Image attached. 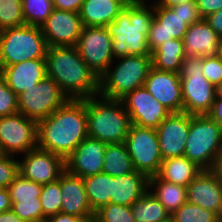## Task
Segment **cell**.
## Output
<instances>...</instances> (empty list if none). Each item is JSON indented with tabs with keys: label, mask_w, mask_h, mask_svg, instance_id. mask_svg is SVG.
<instances>
[{
	"label": "cell",
	"mask_w": 222,
	"mask_h": 222,
	"mask_svg": "<svg viewBox=\"0 0 222 222\" xmlns=\"http://www.w3.org/2000/svg\"><path fill=\"white\" fill-rule=\"evenodd\" d=\"M87 137L86 99H70L37 122V147L64 159Z\"/></svg>",
	"instance_id": "1"
},
{
	"label": "cell",
	"mask_w": 222,
	"mask_h": 222,
	"mask_svg": "<svg viewBox=\"0 0 222 222\" xmlns=\"http://www.w3.org/2000/svg\"><path fill=\"white\" fill-rule=\"evenodd\" d=\"M46 75L73 100L99 95V77L82 60L76 46L47 48Z\"/></svg>",
	"instance_id": "2"
},
{
	"label": "cell",
	"mask_w": 222,
	"mask_h": 222,
	"mask_svg": "<svg viewBox=\"0 0 222 222\" xmlns=\"http://www.w3.org/2000/svg\"><path fill=\"white\" fill-rule=\"evenodd\" d=\"M154 19V2L129 3L113 22L105 28L112 37L113 57L129 55L151 56L148 49V32Z\"/></svg>",
	"instance_id": "3"
},
{
	"label": "cell",
	"mask_w": 222,
	"mask_h": 222,
	"mask_svg": "<svg viewBox=\"0 0 222 222\" xmlns=\"http://www.w3.org/2000/svg\"><path fill=\"white\" fill-rule=\"evenodd\" d=\"M97 97L86 99L88 137L106 144L125 142L131 122L123 102Z\"/></svg>",
	"instance_id": "4"
},
{
	"label": "cell",
	"mask_w": 222,
	"mask_h": 222,
	"mask_svg": "<svg viewBox=\"0 0 222 222\" xmlns=\"http://www.w3.org/2000/svg\"><path fill=\"white\" fill-rule=\"evenodd\" d=\"M121 61L111 66L99 77V95L121 100L128 93L143 87L152 68L151 56L129 55L117 58Z\"/></svg>",
	"instance_id": "5"
},
{
	"label": "cell",
	"mask_w": 222,
	"mask_h": 222,
	"mask_svg": "<svg viewBox=\"0 0 222 222\" xmlns=\"http://www.w3.org/2000/svg\"><path fill=\"white\" fill-rule=\"evenodd\" d=\"M221 152L222 127L207 114H190L184 156L202 170H212Z\"/></svg>",
	"instance_id": "6"
},
{
	"label": "cell",
	"mask_w": 222,
	"mask_h": 222,
	"mask_svg": "<svg viewBox=\"0 0 222 222\" xmlns=\"http://www.w3.org/2000/svg\"><path fill=\"white\" fill-rule=\"evenodd\" d=\"M202 19L195 2H185L171 8L154 3V19L148 32L150 53L171 39L183 40L192 23Z\"/></svg>",
	"instance_id": "7"
},
{
	"label": "cell",
	"mask_w": 222,
	"mask_h": 222,
	"mask_svg": "<svg viewBox=\"0 0 222 222\" xmlns=\"http://www.w3.org/2000/svg\"><path fill=\"white\" fill-rule=\"evenodd\" d=\"M46 39L38 26L22 25L0 32V70L26 60L45 58Z\"/></svg>",
	"instance_id": "8"
},
{
	"label": "cell",
	"mask_w": 222,
	"mask_h": 222,
	"mask_svg": "<svg viewBox=\"0 0 222 222\" xmlns=\"http://www.w3.org/2000/svg\"><path fill=\"white\" fill-rule=\"evenodd\" d=\"M183 112L207 114L216 97L215 86L203 74V57H185L179 72Z\"/></svg>",
	"instance_id": "9"
},
{
	"label": "cell",
	"mask_w": 222,
	"mask_h": 222,
	"mask_svg": "<svg viewBox=\"0 0 222 222\" xmlns=\"http://www.w3.org/2000/svg\"><path fill=\"white\" fill-rule=\"evenodd\" d=\"M17 98L18 112L36 122L47 118L70 100L59 85L48 76L19 94Z\"/></svg>",
	"instance_id": "10"
},
{
	"label": "cell",
	"mask_w": 222,
	"mask_h": 222,
	"mask_svg": "<svg viewBox=\"0 0 222 222\" xmlns=\"http://www.w3.org/2000/svg\"><path fill=\"white\" fill-rule=\"evenodd\" d=\"M125 144L136 171L157 175L163 161L156 129L131 124Z\"/></svg>",
	"instance_id": "11"
},
{
	"label": "cell",
	"mask_w": 222,
	"mask_h": 222,
	"mask_svg": "<svg viewBox=\"0 0 222 222\" xmlns=\"http://www.w3.org/2000/svg\"><path fill=\"white\" fill-rule=\"evenodd\" d=\"M37 147V122L22 113L0 117V150L14 156Z\"/></svg>",
	"instance_id": "12"
},
{
	"label": "cell",
	"mask_w": 222,
	"mask_h": 222,
	"mask_svg": "<svg viewBox=\"0 0 222 222\" xmlns=\"http://www.w3.org/2000/svg\"><path fill=\"white\" fill-rule=\"evenodd\" d=\"M113 40L105 27H82L76 48L82 60L100 77L114 61Z\"/></svg>",
	"instance_id": "13"
},
{
	"label": "cell",
	"mask_w": 222,
	"mask_h": 222,
	"mask_svg": "<svg viewBox=\"0 0 222 222\" xmlns=\"http://www.w3.org/2000/svg\"><path fill=\"white\" fill-rule=\"evenodd\" d=\"M43 185L28 180L18 173L7 187L11 210L24 222H45L40 194Z\"/></svg>",
	"instance_id": "14"
},
{
	"label": "cell",
	"mask_w": 222,
	"mask_h": 222,
	"mask_svg": "<svg viewBox=\"0 0 222 222\" xmlns=\"http://www.w3.org/2000/svg\"><path fill=\"white\" fill-rule=\"evenodd\" d=\"M131 124L156 129L171 112L148 92L145 86L121 99Z\"/></svg>",
	"instance_id": "15"
},
{
	"label": "cell",
	"mask_w": 222,
	"mask_h": 222,
	"mask_svg": "<svg viewBox=\"0 0 222 222\" xmlns=\"http://www.w3.org/2000/svg\"><path fill=\"white\" fill-rule=\"evenodd\" d=\"M64 171L63 157L38 147L25 153L23 160H19V173L41 185L56 181Z\"/></svg>",
	"instance_id": "16"
},
{
	"label": "cell",
	"mask_w": 222,
	"mask_h": 222,
	"mask_svg": "<svg viewBox=\"0 0 222 222\" xmlns=\"http://www.w3.org/2000/svg\"><path fill=\"white\" fill-rule=\"evenodd\" d=\"M79 13L55 9L41 25L48 47L76 46L82 30Z\"/></svg>",
	"instance_id": "17"
},
{
	"label": "cell",
	"mask_w": 222,
	"mask_h": 222,
	"mask_svg": "<svg viewBox=\"0 0 222 222\" xmlns=\"http://www.w3.org/2000/svg\"><path fill=\"white\" fill-rule=\"evenodd\" d=\"M190 128V114L171 113L156 128L162 159L184 156Z\"/></svg>",
	"instance_id": "18"
},
{
	"label": "cell",
	"mask_w": 222,
	"mask_h": 222,
	"mask_svg": "<svg viewBox=\"0 0 222 222\" xmlns=\"http://www.w3.org/2000/svg\"><path fill=\"white\" fill-rule=\"evenodd\" d=\"M106 146L100 140L85 138L65 159V170L82 178L101 173Z\"/></svg>",
	"instance_id": "19"
},
{
	"label": "cell",
	"mask_w": 222,
	"mask_h": 222,
	"mask_svg": "<svg viewBox=\"0 0 222 222\" xmlns=\"http://www.w3.org/2000/svg\"><path fill=\"white\" fill-rule=\"evenodd\" d=\"M144 86L171 113L183 112V98L179 73L150 69Z\"/></svg>",
	"instance_id": "20"
},
{
	"label": "cell",
	"mask_w": 222,
	"mask_h": 222,
	"mask_svg": "<svg viewBox=\"0 0 222 222\" xmlns=\"http://www.w3.org/2000/svg\"><path fill=\"white\" fill-rule=\"evenodd\" d=\"M187 201L222 218V182L212 170H202L187 186Z\"/></svg>",
	"instance_id": "21"
},
{
	"label": "cell",
	"mask_w": 222,
	"mask_h": 222,
	"mask_svg": "<svg viewBox=\"0 0 222 222\" xmlns=\"http://www.w3.org/2000/svg\"><path fill=\"white\" fill-rule=\"evenodd\" d=\"M60 189L61 213L77 216L85 222H92L95 212L89 204L83 178L65 170L60 176Z\"/></svg>",
	"instance_id": "22"
},
{
	"label": "cell",
	"mask_w": 222,
	"mask_h": 222,
	"mask_svg": "<svg viewBox=\"0 0 222 222\" xmlns=\"http://www.w3.org/2000/svg\"><path fill=\"white\" fill-rule=\"evenodd\" d=\"M187 57L217 56L221 54L220 37L205 19L189 25L183 38Z\"/></svg>",
	"instance_id": "23"
},
{
	"label": "cell",
	"mask_w": 222,
	"mask_h": 222,
	"mask_svg": "<svg viewBox=\"0 0 222 222\" xmlns=\"http://www.w3.org/2000/svg\"><path fill=\"white\" fill-rule=\"evenodd\" d=\"M0 72L5 76L7 85L18 96L47 76L46 60L45 58L26 60L5 66Z\"/></svg>",
	"instance_id": "24"
},
{
	"label": "cell",
	"mask_w": 222,
	"mask_h": 222,
	"mask_svg": "<svg viewBox=\"0 0 222 222\" xmlns=\"http://www.w3.org/2000/svg\"><path fill=\"white\" fill-rule=\"evenodd\" d=\"M149 190V177L139 171L112 177L110 203L131 206Z\"/></svg>",
	"instance_id": "25"
},
{
	"label": "cell",
	"mask_w": 222,
	"mask_h": 222,
	"mask_svg": "<svg viewBox=\"0 0 222 222\" xmlns=\"http://www.w3.org/2000/svg\"><path fill=\"white\" fill-rule=\"evenodd\" d=\"M127 4V0H84L79 10L82 25L105 27L116 19Z\"/></svg>",
	"instance_id": "26"
},
{
	"label": "cell",
	"mask_w": 222,
	"mask_h": 222,
	"mask_svg": "<svg viewBox=\"0 0 222 222\" xmlns=\"http://www.w3.org/2000/svg\"><path fill=\"white\" fill-rule=\"evenodd\" d=\"M202 169L185 156L172 157L162 161L157 174L162 180L187 187Z\"/></svg>",
	"instance_id": "27"
},
{
	"label": "cell",
	"mask_w": 222,
	"mask_h": 222,
	"mask_svg": "<svg viewBox=\"0 0 222 222\" xmlns=\"http://www.w3.org/2000/svg\"><path fill=\"white\" fill-rule=\"evenodd\" d=\"M155 190H154V189ZM172 215L187 202V187L162 180L158 175L149 177V191Z\"/></svg>",
	"instance_id": "28"
},
{
	"label": "cell",
	"mask_w": 222,
	"mask_h": 222,
	"mask_svg": "<svg viewBox=\"0 0 222 222\" xmlns=\"http://www.w3.org/2000/svg\"><path fill=\"white\" fill-rule=\"evenodd\" d=\"M185 57L183 40L171 39L151 53L152 67L160 71L179 73Z\"/></svg>",
	"instance_id": "29"
},
{
	"label": "cell",
	"mask_w": 222,
	"mask_h": 222,
	"mask_svg": "<svg viewBox=\"0 0 222 222\" xmlns=\"http://www.w3.org/2000/svg\"><path fill=\"white\" fill-rule=\"evenodd\" d=\"M135 222H168L170 213L161 202L148 190L131 205Z\"/></svg>",
	"instance_id": "30"
},
{
	"label": "cell",
	"mask_w": 222,
	"mask_h": 222,
	"mask_svg": "<svg viewBox=\"0 0 222 222\" xmlns=\"http://www.w3.org/2000/svg\"><path fill=\"white\" fill-rule=\"evenodd\" d=\"M132 159L125 142L107 144L104 153L103 173L112 177L134 172Z\"/></svg>",
	"instance_id": "31"
},
{
	"label": "cell",
	"mask_w": 222,
	"mask_h": 222,
	"mask_svg": "<svg viewBox=\"0 0 222 222\" xmlns=\"http://www.w3.org/2000/svg\"><path fill=\"white\" fill-rule=\"evenodd\" d=\"M83 180L89 204L94 212L110 203L112 176L101 172L84 177Z\"/></svg>",
	"instance_id": "32"
},
{
	"label": "cell",
	"mask_w": 222,
	"mask_h": 222,
	"mask_svg": "<svg viewBox=\"0 0 222 222\" xmlns=\"http://www.w3.org/2000/svg\"><path fill=\"white\" fill-rule=\"evenodd\" d=\"M53 10L52 0H22V13L26 25L41 27Z\"/></svg>",
	"instance_id": "33"
},
{
	"label": "cell",
	"mask_w": 222,
	"mask_h": 222,
	"mask_svg": "<svg viewBox=\"0 0 222 222\" xmlns=\"http://www.w3.org/2000/svg\"><path fill=\"white\" fill-rule=\"evenodd\" d=\"M173 222H222V218L196 204L186 202L171 215Z\"/></svg>",
	"instance_id": "34"
},
{
	"label": "cell",
	"mask_w": 222,
	"mask_h": 222,
	"mask_svg": "<svg viewBox=\"0 0 222 222\" xmlns=\"http://www.w3.org/2000/svg\"><path fill=\"white\" fill-rule=\"evenodd\" d=\"M25 25L22 0H0V32Z\"/></svg>",
	"instance_id": "35"
},
{
	"label": "cell",
	"mask_w": 222,
	"mask_h": 222,
	"mask_svg": "<svg viewBox=\"0 0 222 222\" xmlns=\"http://www.w3.org/2000/svg\"><path fill=\"white\" fill-rule=\"evenodd\" d=\"M61 198L60 178L54 182L43 185L40 200L43 215L46 219L61 212Z\"/></svg>",
	"instance_id": "36"
},
{
	"label": "cell",
	"mask_w": 222,
	"mask_h": 222,
	"mask_svg": "<svg viewBox=\"0 0 222 222\" xmlns=\"http://www.w3.org/2000/svg\"><path fill=\"white\" fill-rule=\"evenodd\" d=\"M92 222H135L131 206L109 203L94 213Z\"/></svg>",
	"instance_id": "37"
},
{
	"label": "cell",
	"mask_w": 222,
	"mask_h": 222,
	"mask_svg": "<svg viewBox=\"0 0 222 222\" xmlns=\"http://www.w3.org/2000/svg\"><path fill=\"white\" fill-rule=\"evenodd\" d=\"M18 112V98L7 85L5 76L0 72V117Z\"/></svg>",
	"instance_id": "38"
},
{
	"label": "cell",
	"mask_w": 222,
	"mask_h": 222,
	"mask_svg": "<svg viewBox=\"0 0 222 222\" xmlns=\"http://www.w3.org/2000/svg\"><path fill=\"white\" fill-rule=\"evenodd\" d=\"M19 173V161L11 155L0 156V185L7 188Z\"/></svg>",
	"instance_id": "39"
},
{
	"label": "cell",
	"mask_w": 222,
	"mask_h": 222,
	"mask_svg": "<svg viewBox=\"0 0 222 222\" xmlns=\"http://www.w3.org/2000/svg\"><path fill=\"white\" fill-rule=\"evenodd\" d=\"M203 74L215 87L222 81V54L203 57Z\"/></svg>",
	"instance_id": "40"
},
{
	"label": "cell",
	"mask_w": 222,
	"mask_h": 222,
	"mask_svg": "<svg viewBox=\"0 0 222 222\" xmlns=\"http://www.w3.org/2000/svg\"><path fill=\"white\" fill-rule=\"evenodd\" d=\"M200 16H206L222 9V0H195Z\"/></svg>",
	"instance_id": "41"
},
{
	"label": "cell",
	"mask_w": 222,
	"mask_h": 222,
	"mask_svg": "<svg viewBox=\"0 0 222 222\" xmlns=\"http://www.w3.org/2000/svg\"><path fill=\"white\" fill-rule=\"evenodd\" d=\"M84 0H52L53 7L58 10L79 13Z\"/></svg>",
	"instance_id": "42"
},
{
	"label": "cell",
	"mask_w": 222,
	"mask_h": 222,
	"mask_svg": "<svg viewBox=\"0 0 222 222\" xmlns=\"http://www.w3.org/2000/svg\"><path fill=\"white\" fill-rule=\"evenodd\" d=\"M209 26L216 32V34L222 37V9L210 14L204 18Z\"/></svg>",
	"instance_id": "43"
},
{
	"label": "cell",
	"mask_w": 222,
	"mask_h": 222,
	"mask_svg": "<svg viewBox=\"0 0 222 222\" xmlns=\"http://www.w3.org/2000/svg\"><path fill=\"white\" fill-rule=\"evenodd\" d=\"M207 115L222 127V98L215 97L212 107Z\"/></svg>",
	"instance_id": "44"
},
{
	"label": "cell",
	"mask_w": 222,
	"mask_h": 222,
	"mask_svg": "<svg viewBox=\"0 0 222 222\" xmlns=\"http://www.w3.org/2000/svg\"><path fill=\"white\" fill-rule=\"evenodd\" d=\"M45 222H85L82 218L74 215L58 213L46 219Z\"/></svg>",
	"instance_id": "45"
},
{
	"label": "cell",
	"mask_w": 222,
	"mask_h": 222,
	"mask_svg": "<svg viewBox=\"0 0 222 222\" xmlns=\"http://www.w3.org/2000/svg\"><path fill=\"white\" fill-rule=\"evenodd\" d=\"M11 198L7 188L0 191V213L11 209Z\"/></svg>",
	"instance_id": "46"
},
{
	"label": "cell",
	"mask_w": 222,
	"mask_h": 222,
	"mask_svg": "<svg viewBox=\"0 0 222 222\" xmlns=\"http://www.w3.org/2000/svg\"><path fill=\"white\" fill-rule=\"evenodd\" d=\"M0 222H24L11 209L0 213Z\"/></svg>",
	"instance_id": "47"
},
{
	"label": "cell",
	"mask_w": 222,
	"mask_h": 222,
	"mask_svg": "<svg viewBox=\"0 0 222 222\" xmlns=\"http://www.w3.org/2000/svg\"><path fill=\"white\" fill-rule=\"evenodd\" d=\"M159 6H164V7H173L179 4H183L185 2H195V0H158L155 1Z\"/></svg>",
	"instance_id": "48"
},
{
	"label": "cell",
	"mask_w": 222,
	"mask_h": 222,
	"mask_svg": "<svg viewBox=\"0 0 222 222\" xmlns=\"http://www.w3.org/2000/svg\"><path fill=\"white\" fill-rule=\"evenodd\" d=\"M212 171L215 173L218 180L222 182V152L217 156Z\"/></svg>",
	"instance_id": "49"
},
{
	"label": "cell",
	"mask_w": 222,
	"mask_h": 222,
	"mask_svg": "<svg viewBox=\"0 0 222 222\" xmlns=\"http://www.w3.org/2000/svg\"><path fill=\"white\" fill-rule=\"evenodd\" d=\"M216 97L222 98V81L215 87Z\"/></svg>",
	"instance_id": "50"
},
{
	"label": "cell",
	"mask_w": 222,
	"mask_h": 222,
	"mask_svg": "<svg viewBox=\"0 0 222 222\" xmlns=\"http://www.w3.org/2000/svg\"><path fill=\"white\" fill-rule=\"evenodd\" d=\"M129 3H146L145 0H127Z\"/></svg>",
	"instance_id": "51"
},
{
	"label": "cell",
	"mask_w": 222,
	"mask_h": 222,
	"mask_svg": "<svg viewBox=\"0 0 222 222\" xmlns=\"http://www.w3.org/2000/svg\"><path fill=\"white\" fill-rule=\"evenodd\" d=\"M220 44H221V54H222V37L220 38Z\"/></svg>",
	"instance_id": "52"
},
{
	"label": "cell",
	"mask_w": 222,
	"mask_h": 222,
	"mask_svg": "<svg viewBox=\"0 0 222 222\" xmlns=\"http://www.w3.org/2000/svg\"><path fill=\"white\" fill-rule=\"evenodd\" d=\"M3 189H4V187L0 185V191L3 190Z\"/></svg>",
	"instance_id": "53"
}]
</instances>
